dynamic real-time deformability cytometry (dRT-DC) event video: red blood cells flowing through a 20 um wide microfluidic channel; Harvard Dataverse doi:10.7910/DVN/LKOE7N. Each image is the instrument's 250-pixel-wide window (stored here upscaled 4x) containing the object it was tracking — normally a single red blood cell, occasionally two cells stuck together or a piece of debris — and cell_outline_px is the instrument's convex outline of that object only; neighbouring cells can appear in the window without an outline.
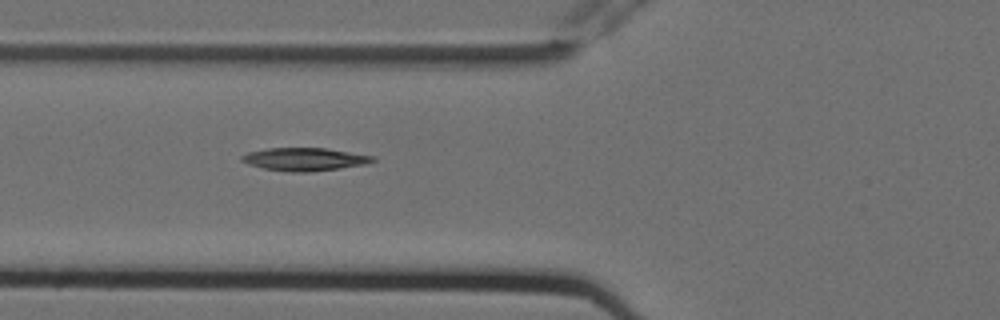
{"species": "Egyptian fruit bat (a non-hibernating species)", "species_latin": "Rousettus aegyptiacus", "temperature_condition": "cold", "stored_images_in_passage": 4, "camera_frame_rate_fps": 3000, "um_per_image_px": 0.085, "animal": {"sex": "female"}, "frame": {"image": 1, "passage_image": 4, "time_ms": 1.0, "image_size_px": [1000, 320], "cell_outline_px": [[376, 160], [368, 164], [340, 168], [308, 172], [288, 172], [264, 168], [248, 164], [240, 160], [240, 156], [248, 152], [268, 148], [324, 148], [376, 156]], "centroid_in_image_um": [25.91, 13.54], "position_along_channel_um": 99.9, "area_um2": 17.57}}